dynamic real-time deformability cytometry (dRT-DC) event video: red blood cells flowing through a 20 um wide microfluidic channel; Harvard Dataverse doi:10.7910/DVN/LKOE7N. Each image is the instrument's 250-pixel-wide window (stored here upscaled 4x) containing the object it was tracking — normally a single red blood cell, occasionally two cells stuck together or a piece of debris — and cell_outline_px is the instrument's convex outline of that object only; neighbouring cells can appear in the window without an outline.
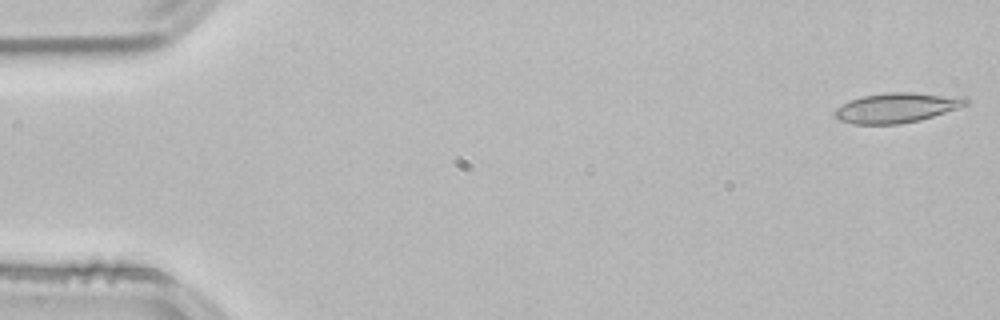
{"species": "common noctule bat (a hibernating species)", "species_latin": "Nyctalus noctula", "temperature_condition": "room temperature", "stored_images_in_passage": 8, "camera_frame_rate_fps": 3000, "um_per_image_px": 0.085, "animal": {"sex": "male", "body_mass_g": 21.5, "forearm_length_mm": 52.0}, "frame": {"image": 1, "passage_image": 1, "time_ms": 0.0, "image_size_px": [1000, 320], "cell_outline_px": [[968, 104], [920, 120], [900, 124], [852, 124], [840, 120], [832, 112], [836, 108], [860, 96], [888, 92], [912, 92], [964, 96], [968, 100]], "centroid_in_image_um": [76.22, 9.15], "position_along_channel_um": 8.8, "area_um2": 22.77}}